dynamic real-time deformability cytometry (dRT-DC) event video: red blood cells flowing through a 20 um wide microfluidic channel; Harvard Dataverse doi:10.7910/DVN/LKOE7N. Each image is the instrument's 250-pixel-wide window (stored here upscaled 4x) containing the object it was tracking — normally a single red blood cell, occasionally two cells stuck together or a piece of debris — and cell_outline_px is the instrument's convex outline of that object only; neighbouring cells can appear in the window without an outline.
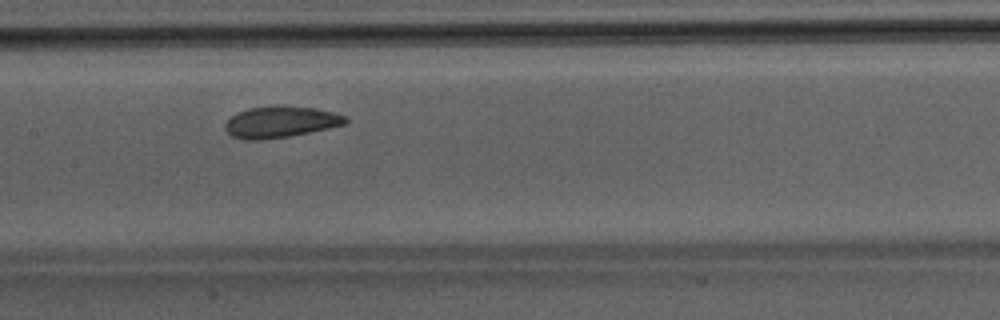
{"species": "Egyptian fruit bat (a non-hibernating species)", "species_latin": "Rousettus aegyptiacus", "temperature_condition": "room temperature", "stored_images_in_passage": 34, "camera_frame_rate_fps": 3000, "um_per_image_px": 0.085, "animal": {"sex": "male"}, "frame": {"image": 1, "passage_image": 15, "time_ms": 4.667, "image_size_px": [1000, 320], "cell_outline_px": [[348, 124], [288, 136], [264, 140], [244, 140], [232, 136], [224, 128], [224, 124], [236, 112], [248, 108], [316, 108], [336, 112], [348, 116]], "centroid_in_image_um": [23.87, 10.4], "position_along_channel_um": 183.5, "area_um2": 21.5}}
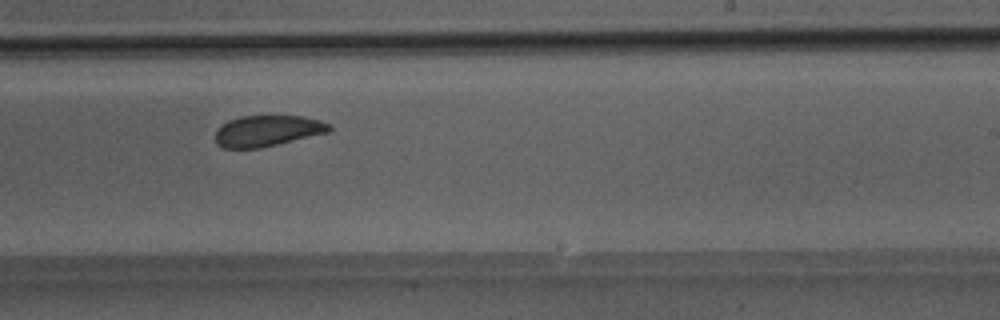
{"frame": {"image": 2, "passage_image": 21, "time_ms": 6.667, "image_size_px": [1000, 320], "cell_outline_px": [[332, 132], [260, 148], [224, 148], [216, 144], [216, 128], [228, 120], [240, 116], [304, 116], [320, 120], [328, 124], [332, 128]], "centroid_in_image_um": [22.74, 11.12], "position_along_channel_um": 266.3, "area_um2": 20.81}}
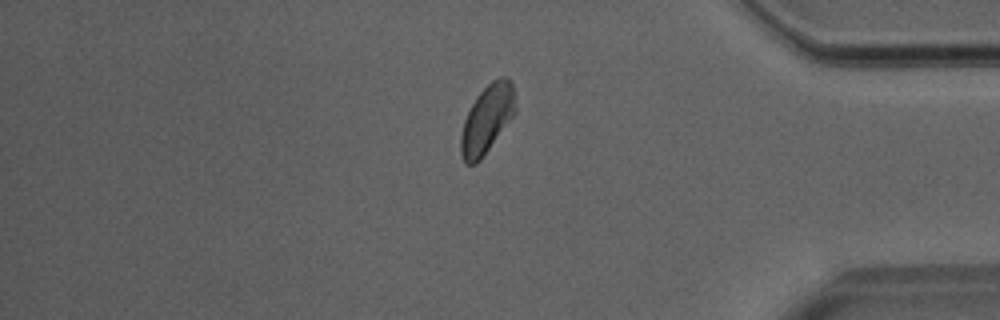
{"frame": {"image": 3, "passage_image": 32, "time_ms": 10.333, "image_size_px": [1000, 320], "cell_outline_px": [[516, 112], [480, 160], [476, 164], [468, 164], [464, 160], [460, 152], [460, 136], [464, 120], [476, 96], [492, 80], [500, 76], [504, 76], [512, 84], [516, 108]], "centroid_in_image_um": [41.38, 10.12], "position_along_channel_um": 393.8, "area_um2": 21.39}}